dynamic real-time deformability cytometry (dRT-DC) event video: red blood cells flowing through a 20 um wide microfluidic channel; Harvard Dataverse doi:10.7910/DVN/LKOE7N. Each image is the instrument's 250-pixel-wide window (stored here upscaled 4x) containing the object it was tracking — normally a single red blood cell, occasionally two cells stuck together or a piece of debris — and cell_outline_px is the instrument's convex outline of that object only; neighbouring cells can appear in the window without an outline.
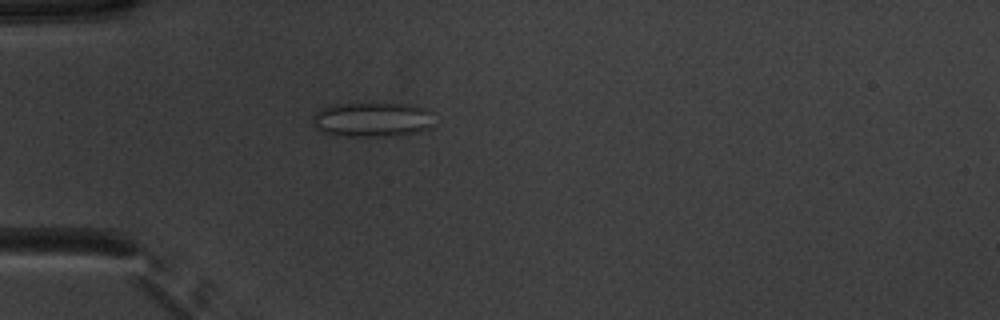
{"species": "common noctule bat (a hibernating species)", "species_latin": "Nyctalus noctula", "temperature_condition": "warm", "stored_images_in_passage": 44, "camera_frame_rate_fps": 3000, "um_per_image_px": 0.085, "animal": {"sex": "male", "body_mass_g": 20.1, "forearm_length_mm": 53.5}, "frame": {"image": 1, "passage_image": 8, "time_ms": 2.333, "image_size_px": [1000, 320], "cell_outline_px": [[432, 112], [428, 128], [416, 132], [392, 136], [344, 136], [324, 132], [316, 128], [312, 120], [312, 116], [316, 112], [332, 104], [404, 104], [428, 108]], "centroid_in_image_um": [31.61, 10.16], "position_along_channel_um": 53.4, "area_um2": 24.16}}
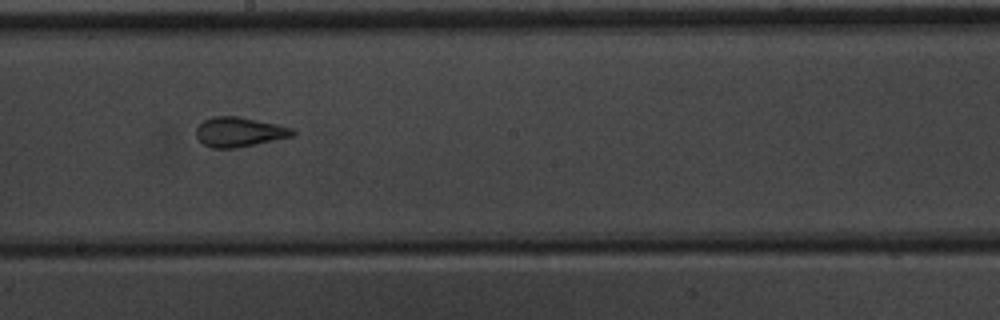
{"frame": {"image": 2, "passage_image": 22, "time_ms": 7.0, "image_size_px": [1000, 320], "cell_outline_px": [[296, 136], [232, 148], [212, 148], [204, 144], [196, 136], [196, 128], [204, 120], [212, 116], [236, 116], [276, 124], [292, 128], [296, 132]], "centroid_in_image_um": [20.34, 11.21], "position_along_channel_um": 227.9, "area_um2": 16.47}}
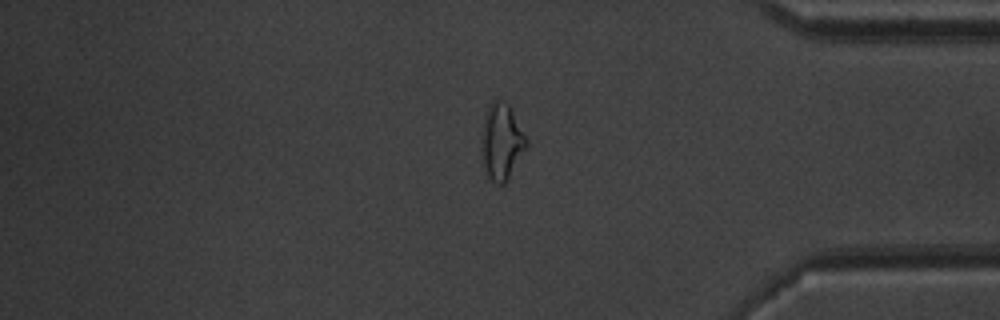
{"frame": {"image": 3, "passage_image": 36, "time_ms": 11.667, "image_size_px": [1000, 320], "cell_outline_px": [[528, 144], [504, 184], [500, 184], [492, 180], [488, 176], [484, 168], [484, 120], [488, 108], [492, 100], [500, 100], [508, 104], [528, 140]], "centroid_in_image_um": [42.68, 12.03], "position_along_channel_um": 392.5, "area_um2": 18.79}, "authors_computed_cell_mechanics": {"area_um2": 18.0625, "velocity_mm_per_s": 3.9566, "shape_relaxation_time_tau1_ms": null, "shape_relaxation_time_tau2_ms": 0.7356, "deformation_change_tau1": null, "deformation_change_tau2": 0.085}}